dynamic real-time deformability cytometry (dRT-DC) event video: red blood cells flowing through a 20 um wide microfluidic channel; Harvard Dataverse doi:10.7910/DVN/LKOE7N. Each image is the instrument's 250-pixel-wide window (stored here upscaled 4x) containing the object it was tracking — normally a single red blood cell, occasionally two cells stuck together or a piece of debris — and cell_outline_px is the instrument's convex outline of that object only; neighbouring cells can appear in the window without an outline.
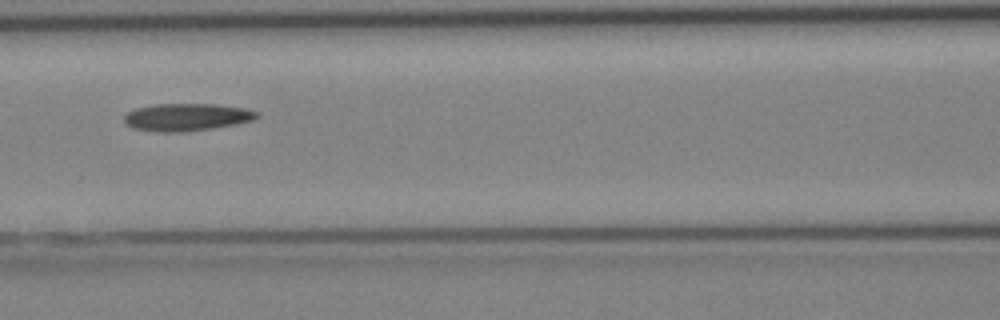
{"species": "Egyptian fruit bat (a non-hibernating species)", "species_latin": "Rousettus aegyptiacus", "temperature_condition": "cold", "stored_images_in_passage": 5, "camera_frame_rate_fps": 3000, "um_per_image_px": 0.085, "animal": {"sex": "female"}, "frame": {"image": 1, "passage_image": 5, "time_ms": 4.667, "image_size_px": [1000, 320], "cell_outline_px": [[260, 116], [256, 120], [236, 124], [212, 128], [180, 132], [160, 132], [132, 128], [124, 124], [124, 116], [128, 112], [136, 108], [156, 104], [216, 104], [244, 108], [260, 112]], "centroid_in_image_um": [15.89, 9.95], "position_along_channel_um": 150.7, "area_um2": 21.39}}